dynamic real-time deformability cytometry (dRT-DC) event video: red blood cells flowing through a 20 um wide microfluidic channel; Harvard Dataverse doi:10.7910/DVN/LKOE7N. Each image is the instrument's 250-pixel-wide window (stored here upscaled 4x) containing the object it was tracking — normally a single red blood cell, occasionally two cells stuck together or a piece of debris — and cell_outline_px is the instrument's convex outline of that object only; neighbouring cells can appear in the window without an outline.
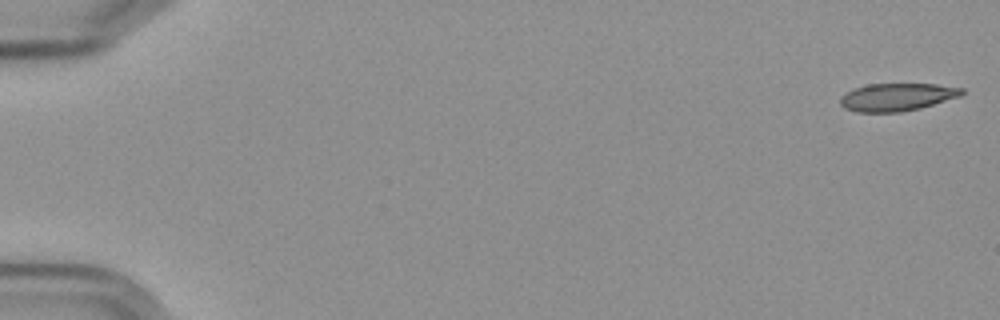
{"species": "Egyptian fruit bat (a non-hibernating species)", "species_latin": "Rousettus aegyptiacus", "temperature_condition": "cold", "stored_images_in_passage": 57, "camera_frame_rate_fps": 3000, "um_per_image_px": 0.085, "frame": {"image": 1, "passage_image": 1, "time_ms": 0.0, "image_size_px": [1000, 320], "cell_outline_px": [[964, 92], [960, 96], [920, 108], [900, 112], [856, 112], [844, 108], [840, 104], [840, 96], [852, 88], [868, 84], [936, 84], [964, 88]], "centroid_in_image_um": [76.21, 8.24], "position_along_channel_um": 8.8, "area_um2": 19.71}}
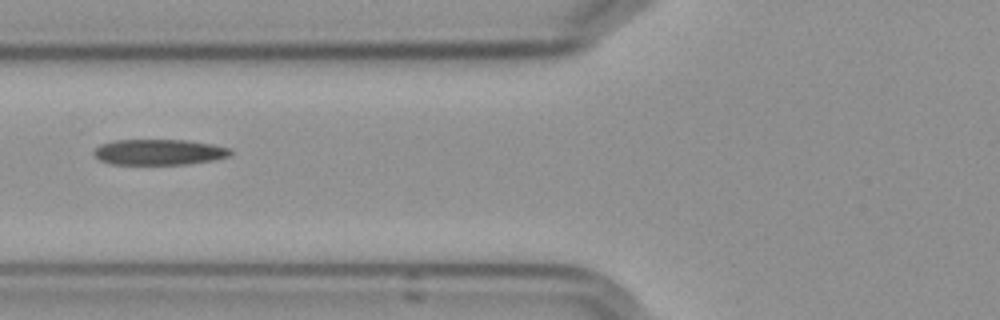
{"frame": {"image": 2, "passage_image": 23, "time_ms": 7.333, "image_size_px": [1000, 320], "cell_outline_px": [[232, 156], [212, 160], [188, 164], [112, 164], [100, 160], [92, 152], [100, 144], [112, 140], [188, 140], [212, 144], [232, 148]], "centroid_in_image_um": [13.55, 12.92], "position_along_channel_um": 112.3, "area_um2": 20.58}}
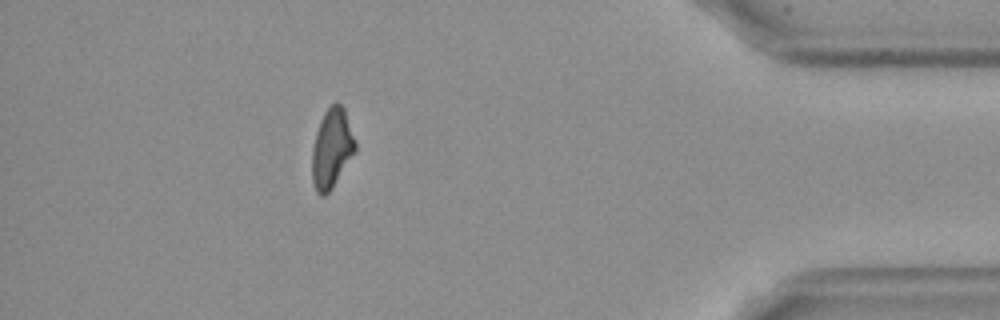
{"frame": {"image": 3, "passage_image": 51, "time_ms": 16.667, "image_size_px": [1000, 320], "cell_outline_px": [[356, 152], [328, 192], [324, 196], [320, 196], [316, 192], [312, 180], [312, 148], [316, 132], [320, 120], [324, 112], [336, 100], [344, 108], [356, 140]], "centroid_in_image_um": [28.2, 12.59], "position_along_channel_um": 407.0, "area_um2": 20.06}, "authors_computed_cell_mechanics": {"area_um2": 20.8658, "velocity_mm_per_s": 3.603, "shape_relaxation_time_tau1_ms": 8.0671, "shape_relaxation_time_tau2_ms": 4.52, "deformation_change_tau1": 0.2094, "deformation_change_tau2": 0.1448}}